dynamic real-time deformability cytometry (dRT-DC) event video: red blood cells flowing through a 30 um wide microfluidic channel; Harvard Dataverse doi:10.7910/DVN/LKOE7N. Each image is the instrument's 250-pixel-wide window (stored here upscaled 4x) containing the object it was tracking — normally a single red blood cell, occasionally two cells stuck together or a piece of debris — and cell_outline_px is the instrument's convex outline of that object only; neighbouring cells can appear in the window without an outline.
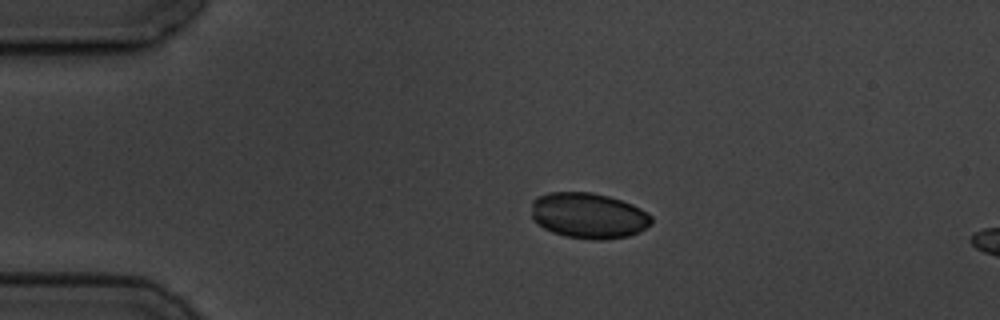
{"species": "common noctule bat (a hibernating species)", "species_latin": "Nyctalus noctula", "temperature_condition": "cold", "stored_images_in_passage": 5, "camera_frame_rate_fps": 3000, "um_per_image_px": 0.085, "animal": {"sex": "male", "body_mass_g": 19.5, "forearm_length_mm": 54.6}, "frame": {"image": 1, "passage_image": 3, "time_ms": 2.333, "image_size_px": [1000, 320], "cell_outline_px": [[652, 224], [640, 232], [628, 236], [600, 240], [592, 240], [564, 236], [552, 232], [544, 228], [532, 220], [532, 200], [536, 196], [548, 192], [592, 192], [608, 196], [632, 204], [648, 212], [652, 216]], "centroid_in_image_um": [50.02, 18.32], "position_along_channel_um": 35.0, "area_um2": 32.31}}